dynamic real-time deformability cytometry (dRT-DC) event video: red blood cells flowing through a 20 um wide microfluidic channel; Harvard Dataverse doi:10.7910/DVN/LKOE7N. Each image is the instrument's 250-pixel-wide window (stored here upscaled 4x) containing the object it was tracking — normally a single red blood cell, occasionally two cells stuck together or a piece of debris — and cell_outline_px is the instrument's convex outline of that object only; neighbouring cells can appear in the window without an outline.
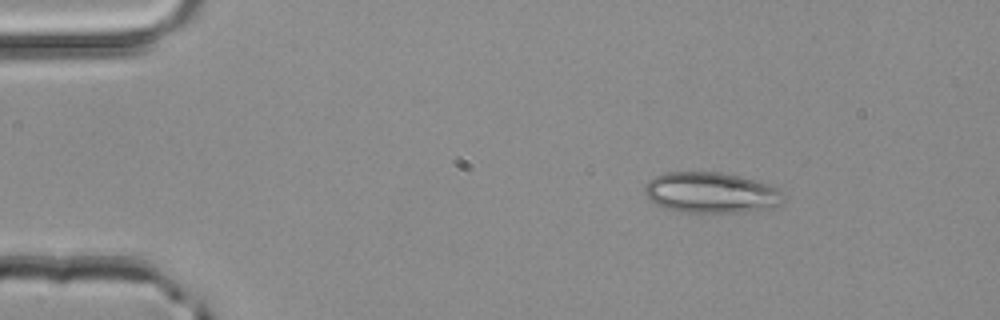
{"species": "common noctule bat (a hibernating species)", "species_latin": "Nyctalus noctula", "temperature_condition": "room temperature", "stored_images_in_passage": 2, "camera_frame_rate_fps": 3000, "um_per_image_px": 0.085, "animal": {"sex": "male", "body_mass_g": 20.4}, "frame": {"image": 1, "passage_image": 1, "time_ms": 0.0, "image_size_px": [1000, 320], "cell_outline_px": [[784, 204], [772, 208], [744, 212], [684, 212], [664, 208], [656, 204], [644, 192], [644, 188], [648, 180], [656, 176], [668, 172], [720, 172], [740, 176], [756, 180], [768, 184], [784, 192]], "centroid_in_image_um": [60.49, 16.38], "position_along_channel_um": 24.5, "area_um2": 33.12}}